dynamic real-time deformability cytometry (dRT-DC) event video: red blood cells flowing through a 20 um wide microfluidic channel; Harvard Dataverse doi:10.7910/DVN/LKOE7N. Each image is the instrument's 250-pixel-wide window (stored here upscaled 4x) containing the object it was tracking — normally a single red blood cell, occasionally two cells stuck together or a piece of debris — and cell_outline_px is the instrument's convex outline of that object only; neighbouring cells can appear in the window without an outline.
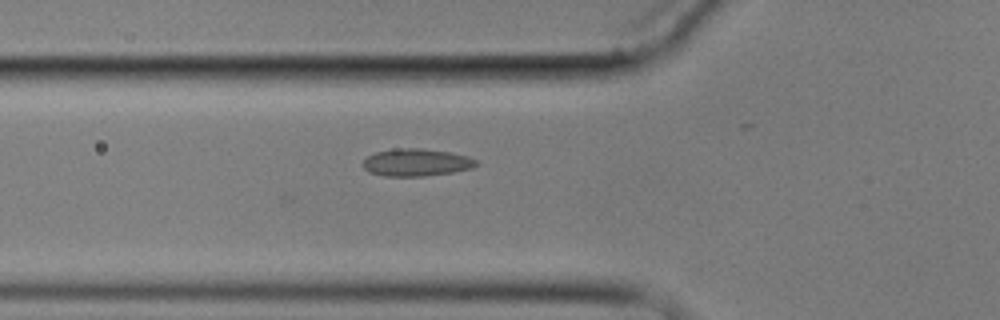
{"species": "common noctule bat (a hibernating species)", "species_latin": "Nyctalus noctula", "temperature_condition": "cold", "stored_images_in_passage": 4, "camera_frame_rate_fps": 3000, "um_per_image_px": 0.085, "animal": {"sex": "male", "body_mass_g": 17.9}, "frame": {"image": 1, "passage_image": 4, "time_ms": 3.667, "image_size_px": [1000, 320], "cell_outline_px": [[476, 164], [472, 168], [452, 172], [424, 176], [384, 176], [368, 172], [364, 168], [364, 160], [368, 156], [376, 152], [396, 148], [420, 148], [448, 152], [468, 156], [476, 160]], "centroid_in_image_um": [35.37, 13.81], "position_along_channel_um": 90.4, "area_um2": 17.92}}